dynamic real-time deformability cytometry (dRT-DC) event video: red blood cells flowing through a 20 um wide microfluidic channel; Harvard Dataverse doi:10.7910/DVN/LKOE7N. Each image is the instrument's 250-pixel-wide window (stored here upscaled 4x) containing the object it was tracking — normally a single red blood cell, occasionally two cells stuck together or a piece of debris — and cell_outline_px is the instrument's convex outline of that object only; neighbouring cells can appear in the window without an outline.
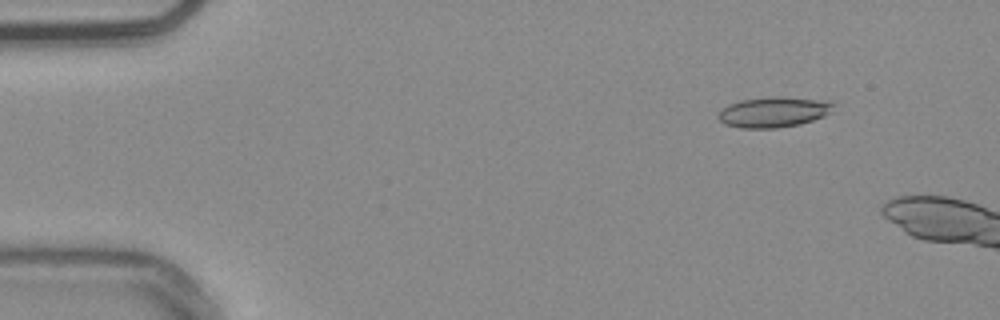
{"species": "common noctule bat (a hibernating species)", "species_latin": "Nyctalus noctula", "temperature_condition": "warm", "stored_images_in_passage": 6, "camera_frame_rate_fps": 3000, "um_per_image_px": 0.085, "animal": {"sex": "male", "body_mass_g": 20.4}, "frame": {"image": 1, "passage_image": 1, "time_ms": 0.0, "image_size_px": [1000, 320], "cell_outline_px": [[836, 104], [832, 112], [824, 116], [800, 124], [776, 128], [740, 128], [724, 124], [716, 116], [728, 104], [740, 100], [772, 96], [780, 96], [828, 100]], "centroid_in_image_um": [65.79, 9.51], "position_along_channel_um": 19.2, "area_um2": 20.69}}